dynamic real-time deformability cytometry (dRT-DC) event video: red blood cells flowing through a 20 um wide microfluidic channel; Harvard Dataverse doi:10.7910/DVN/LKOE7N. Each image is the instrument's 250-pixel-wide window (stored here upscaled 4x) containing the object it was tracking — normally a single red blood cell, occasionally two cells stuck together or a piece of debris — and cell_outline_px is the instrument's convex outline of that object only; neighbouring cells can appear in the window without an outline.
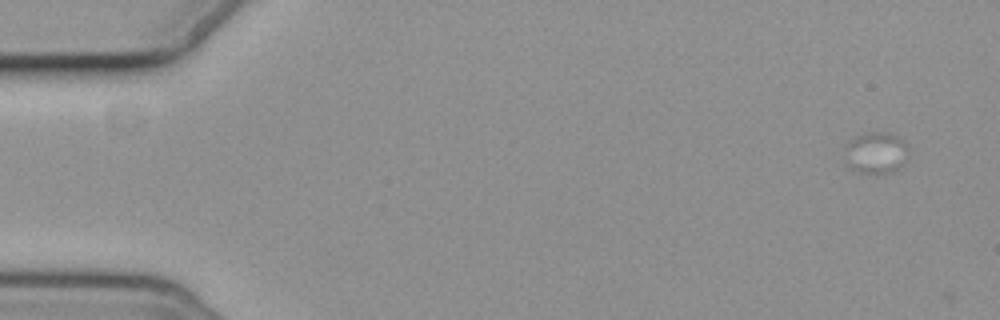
{"species": "common noctule bat (a hibernating species)", "species_latin": "Nyctalus noctula", "temperature_condition": "cold", "stored_images_in_passage": 3, "camera_frame_rate_fps": 3000, "um_per_image_px": 0.085, "animal": {"sex": "female", "body_mass_g": 19.3, "forearm_length_mm": 54.1}, "frame": {"image": 1, "passage_image": 2, "time_ms": 1.0, "image_size_px": [1000, 320], "cell_outline_px": [[908, 160], [904, 168], [892, 172], [876, 176], [860, 172], [848, 168], [844, 164], [844, 144], [848, 140], [868, 132], [888, 132], [904, 140], [908, 148]], "centroid_in_image_um": [74.45, 13.04], "position_along_channel_um": 10.5, "area_um2": 16.53}}